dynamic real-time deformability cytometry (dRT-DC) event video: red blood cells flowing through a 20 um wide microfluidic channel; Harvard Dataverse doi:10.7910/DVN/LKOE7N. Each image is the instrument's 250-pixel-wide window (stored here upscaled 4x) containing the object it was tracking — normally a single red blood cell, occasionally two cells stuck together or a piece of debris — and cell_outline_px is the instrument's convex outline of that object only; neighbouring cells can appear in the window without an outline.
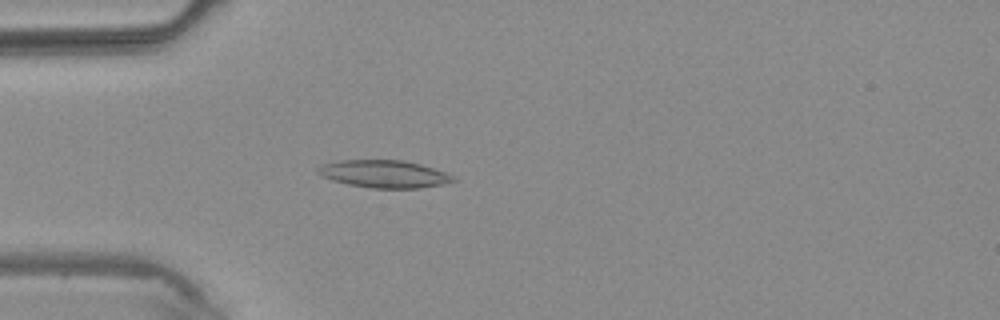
{"species": "common noctule bat (a hibernating species)", "species_latin": "Nyctalus noctula", "temperature_condition": "warm", "stored_images_in_passage": 2, "camera_frame_rate_fps": 3000, "um_per_image_px": 0.085, "animal": {"sex": "male", "body_mass_g": 20.4}, "frame": {"image": 1, "passage_image": 2, "time_ms": 1.333, "image_size_px": [1000, 320], "cell_outline_px": [[460, 180], [420, 188], [372, 188], [348, 184], [332, 180], [320, 176], [316, 172], [316, 168], [320, 164], [340, 160], [404, 160], [420, 164], [444, 172]], "centroid_in_image_um": [32.59, 14.78], "position_along_channel_um": 52.4, "area_um2": 21.73}}